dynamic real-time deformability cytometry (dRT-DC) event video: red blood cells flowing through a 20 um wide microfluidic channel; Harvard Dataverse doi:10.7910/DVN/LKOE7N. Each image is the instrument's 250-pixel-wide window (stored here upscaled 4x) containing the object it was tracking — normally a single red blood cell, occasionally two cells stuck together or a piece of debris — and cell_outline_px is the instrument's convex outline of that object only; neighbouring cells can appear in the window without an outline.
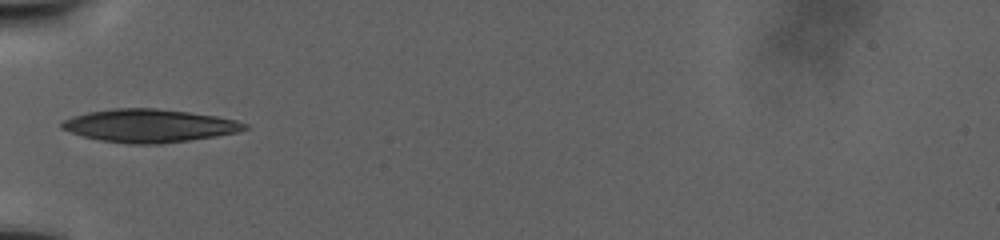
{"species": "human", "species_latin": "Homo sapiens", "temperature_condition": "warm", "stored_images_in_passage": 88, "camera_frame_rate_fps": 3000, "um_per_image_px": 0.085, "donor": {"sex": "male"}, "frame": {"image": 1, "passage_image": 1, "time_ms": 0.0, "image_size_px": [1000, 240], "cell_outline_px": [[248, 128], [240, 132], [216, 136], [160, 144], [132, 144], [100, 140], [84, 136], [60, 128], [60, 124], [64, 120], [72, 116], [88, 112], [112, 108], [156, 108], [188, 112], [216, 116], [236, 120], [248, 124]], "centroid_in_image_um": [12.7, 10.68], "position_along_channel_um": 72.3, "area_um2": 35.14}}
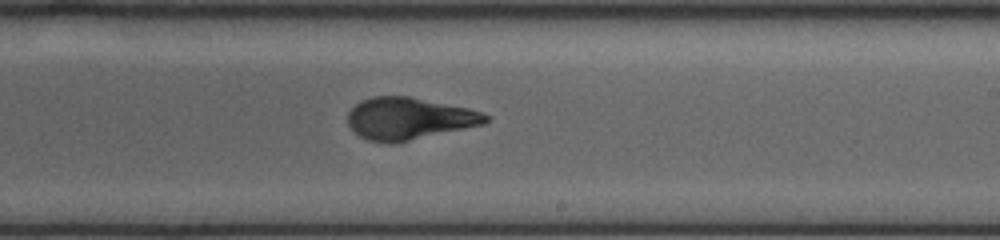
{"frame": {"image": 2, "passage_image": 35, "time_ms": 11.333, "image_size_px": [1000, 240], "cell_outline_px": [[488, 120], [484, 124], [396, 144], [388, 144], [368, 140], [360, 136], [348, 124], [348, 112], [360, 100], [372, 96], [408, 96], [468, 108], [484, 112], [488, 116]], "centroid_in_image_um": [34.76, 10.09], "position_along_channel_um": 254.2, "area_um2": 33.93}}
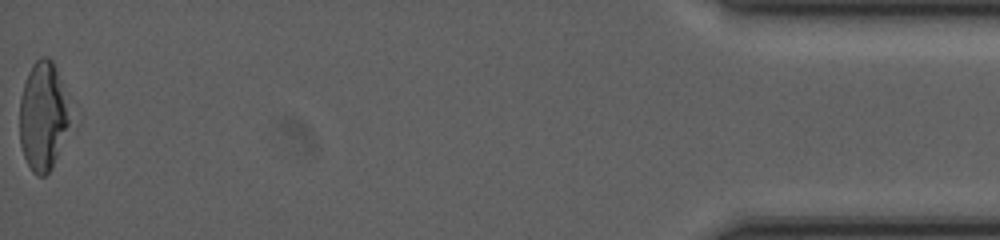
{"frame": {"image": 3, "passage_image": 88, "time_ms": 27.333, "image_size_px": [1000, 240], "cell_outline_px": [[72, 124], [52, 168], [44, 176], [36, 176], [32, 172], [24, 156], [20, 144], [20, 96], [28, 72], [32, 64], [40, 56], [48, 56], [52, 60], [68, 92], [72, 120]], "centroid_in_image_um": [3.71, 9.85], "position_along_channel_um": 431.5, "area_um2": 33.0}}